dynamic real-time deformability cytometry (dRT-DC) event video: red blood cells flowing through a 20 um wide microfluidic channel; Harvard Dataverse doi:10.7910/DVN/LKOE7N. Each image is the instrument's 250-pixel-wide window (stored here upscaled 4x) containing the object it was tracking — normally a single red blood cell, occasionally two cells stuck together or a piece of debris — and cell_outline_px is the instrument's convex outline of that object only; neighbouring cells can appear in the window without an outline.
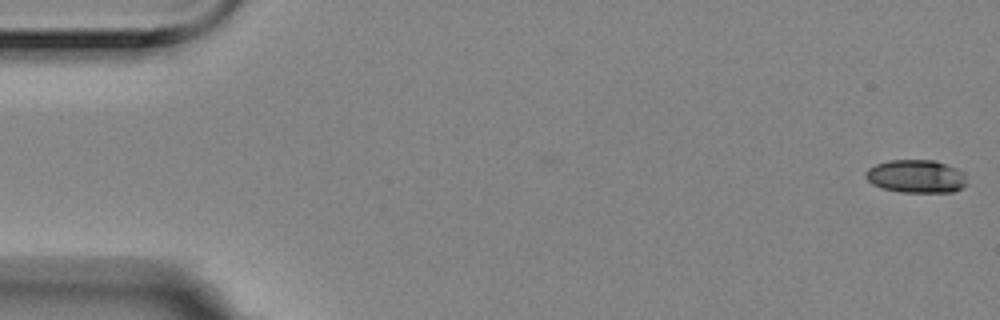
{"species": "Egyptian fruit bat (a non-hibernating species)", "species_latin": "Rousettus aegyptiacus", "temperature_condition": "room temperature", "stored_images_in_passage": 57, "camera_frame_rate_fps": 3000, "um_per_image_px": 0.085, "animal": {"sex": "female"}, "frame": {"image": 1, "passage_image": 1, "time_ms": 0.0, "image_size_px": [1000, 320], "cell_outline_px": [[968, 184], [952, 192], [900, 192], [884, 188], [872, 184], [864, 176], [864, 172], [868, 168], [876, 164], [888, 160], [936, 160], [956, 168], [964, 172]], "centroid_in_image_um": [77.88, 14.98], "position_along_channel_um": 7.1, "area_um2": 19.65}}
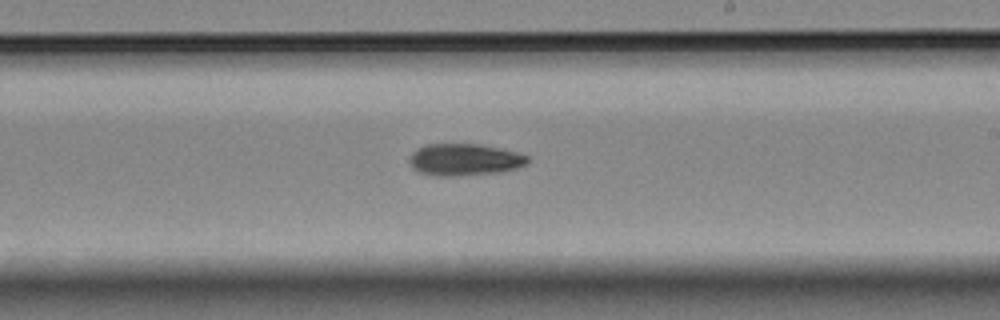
{"frame": {"image": 2, "passage_image": 33, "time_ms": 10.667, "image_size_px": [1000, 320], "cell_outline_px": [[528, 160], [524, 164], [516, 168], [496, 172], [456, 176], [440, 176], [420, 172], [412, 168], [408, 160], [412, 152], [428, 144], [480, 144], [516, 152], [528, 156]], "centroid_in_image_um": [39.44, 13.57], "position_along_channel_um": 249.6, "area_um2": 21.62}}
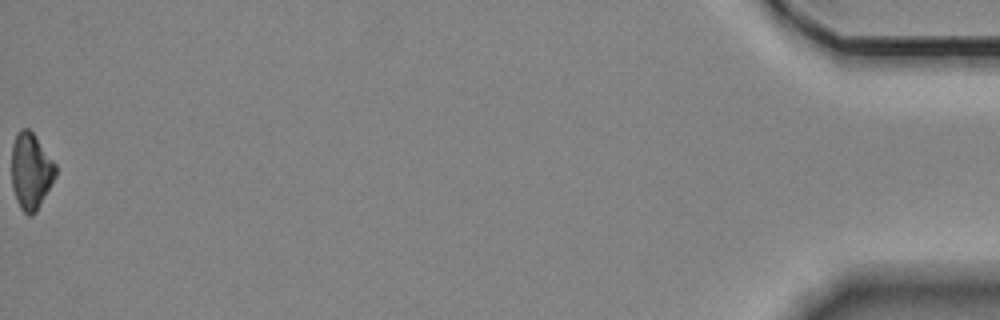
{"frame": {"image": 3, "passage_image": 57, "time_ms": 18.667, "image_size_px": [1000, 320], "cell_outline_px": [[56, 176], [36, 212], [32, 216], [28, 216], [20, 208], [16, 200], [12, 188], [12, 144], [20, 128], [28, 128], [32, 132], [56, 164]], "centroid_in_image_um": [2.62, 14.57], "position_along_channel_um": 432.6, "area_um2": 19.54}, "authors_computed_cell_mechanics": {"area_um2": 20.5768, "velocity_mm_per_s": 3.5296, "shape_relaxation_time_tau1_ms": 6.3901, "shape_relaxation_time_tau2_ms": null, "deformation_change_tau1": 0.1503, "deformation_change_tau2": null}}